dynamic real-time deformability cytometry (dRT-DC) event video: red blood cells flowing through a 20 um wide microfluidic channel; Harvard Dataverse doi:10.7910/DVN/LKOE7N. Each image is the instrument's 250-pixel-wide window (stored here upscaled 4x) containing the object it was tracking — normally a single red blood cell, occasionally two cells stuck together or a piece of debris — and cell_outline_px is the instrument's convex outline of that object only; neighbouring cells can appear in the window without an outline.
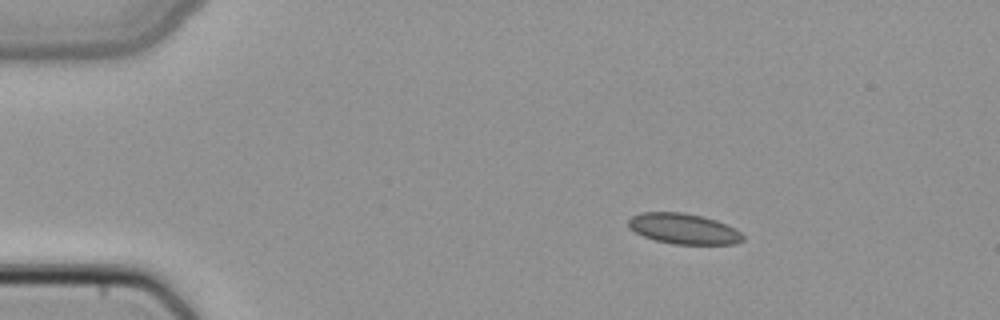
{"species": "common noctule bat (a hibernating species)", "species_latin": "Nyctalus noctula", "temperature_condition": "cold", "stored_images_in_passage": 42, "camera_frame_rate_fps": 3000, "um_per_image_px": 0.085, "animal": {"sex": "female", "body_mass_g": 22.7, "forearm_length_mm": 54.2}, "frame": {"image": 1, "passage_image": 1, "time_ms": 0.0, "image_size_px": [1000, 320], "cell_outline_px": [[744, 240], [736, 244], [672, 244], [656, 240], [644, 236], [628, 228], [628, 220], [632, 216], [640, 212], [684, 212], [704, 216], [716, 220], [736, 228], [744, 236]], "centroid_in_image_um": [58.12, 19.43], "position_along_channel_um": 26.9, "area_um2": 20.58}}
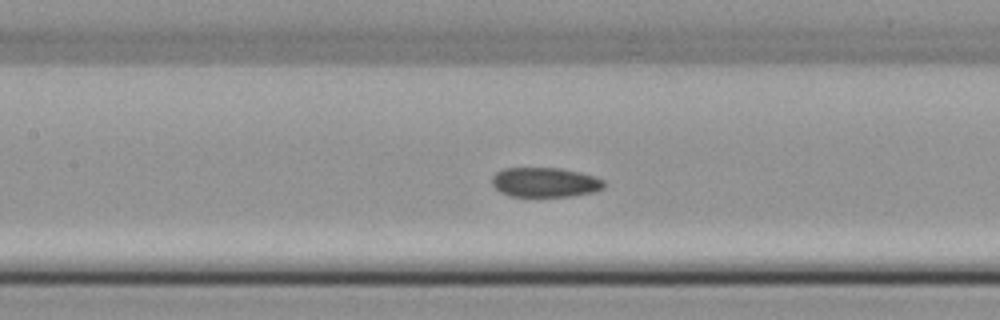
{"frame": {"image": 2, "passage_image": 16, "time_ms": 5.0, "image_size_px": [1000, 320], "cell_outline_px": [[604, 188], [592, 192], [568, 196], [512, 196], [500, 192], [492, 184], [492, 176], [496, 172], [504, 168], [560, 168], [580, 172], [596, 176], [604, 180]], "centroid_in_image_um": [46.33, 15.48], "position_along_channel_um": 161.1, "area_um2": 19.31}}
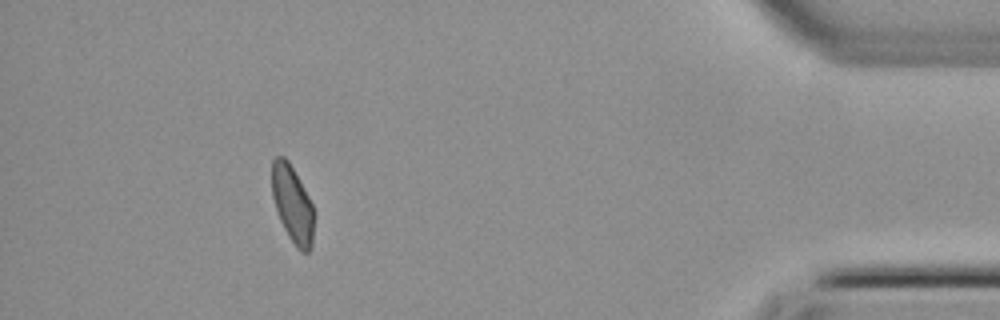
{"frame": {"image": 3, "passage_image": 38, "time_ms": 12.333, "image_size_px": [1000, 320], "cell_outline_px": [[312, 248], [308, 252], [300, 252], [296, 248], [288, 236], [280, 220], [272, 196], [272, 160], [276, 156], [284, 156], [288, 160], [308, 196], [312, 204]], "centroid_in_image_um": [24.83, 17.36], "position_along_channel_um": 410.4, "area_um2": 18.55}}